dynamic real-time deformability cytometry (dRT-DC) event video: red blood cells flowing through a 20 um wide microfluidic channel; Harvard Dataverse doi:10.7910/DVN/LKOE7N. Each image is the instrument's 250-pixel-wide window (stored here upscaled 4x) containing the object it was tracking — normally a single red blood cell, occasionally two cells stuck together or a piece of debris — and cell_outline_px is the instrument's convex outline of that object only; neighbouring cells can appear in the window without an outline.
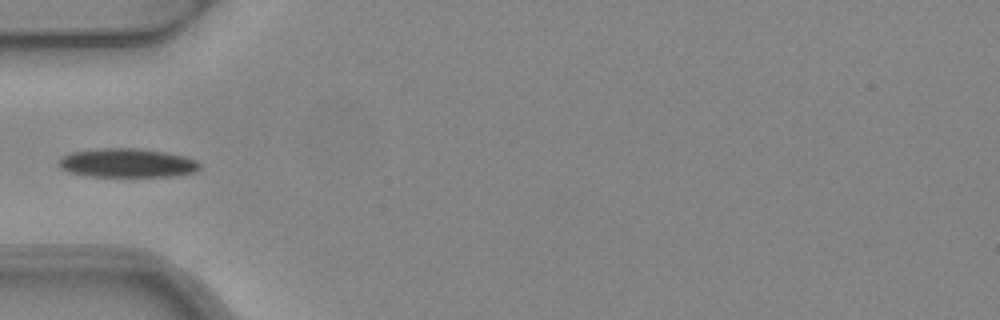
{"species": "common noctule bat (a hibernating species)", "species_latin": "Nyctalus noctula", "temperature_condition": "warm", "stored_images_in_passage": 1, "camera_frame_rate_fps": 3000, "um_per_image_px": 0.085, "animal": {"sex": "female", "body_mass_g": 24.6, "forearm_length_mm": 56.2}, "frame": {"image": 1, "passage_image": 1, "time_ms": 0.0, "image_size_px": [1000, 320], "cell_outline_px": [[200, 168], [196, 172], [172, 176], [92, 176], [68, 172], [60, 168], [56, 164], [60, 156], [68, 152], [100, 148], [140, 148], [164, 152], [184, 156], [196, 160], [200, 164]], "centroid_in_image_um": [10.75, 13.84], "position_along_channel_um": 74.2, "area_um2": 23.99}}